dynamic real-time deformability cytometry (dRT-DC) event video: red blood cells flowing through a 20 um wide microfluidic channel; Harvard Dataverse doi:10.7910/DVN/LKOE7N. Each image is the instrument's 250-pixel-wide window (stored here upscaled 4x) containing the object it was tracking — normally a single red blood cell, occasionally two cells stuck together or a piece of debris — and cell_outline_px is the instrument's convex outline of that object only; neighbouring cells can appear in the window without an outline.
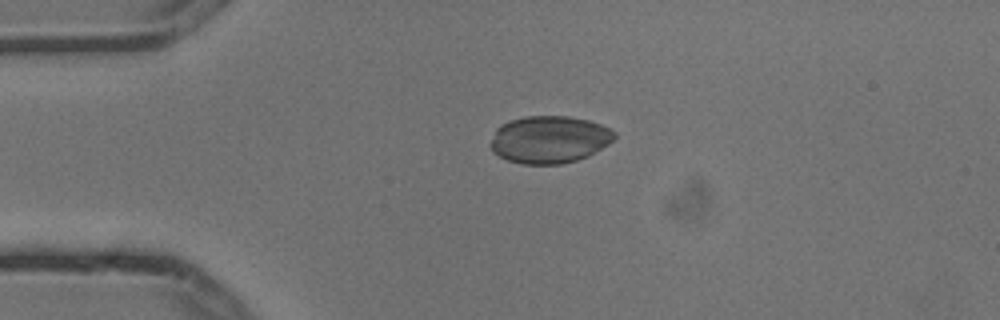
{"species": "common noctule bat (a hibernating species)", "species_latin": "Nyctalus noctula", "temperature_condition": "cold", "stored_images_in_passage": 2, "camera_frame_rate_fps": 3000, "um_per_image_px": 0.085, "animal": {"sex": "male", "body_mass_g": 13.3}, "frame": {"image": 1, "passage_image": 1, "time_ms": 0.0, "image_size_px": [1000, 320], "cell_outline_px": [[616, 136], [608, 144], [588, 156], [576, 160], [560, 164], [520, 164], [508, 160], [492, 152], [488, 144], [496, 128], [500, 124], [524, 116], [568, 116], [588, 120], [600, 124], [616, 132]], "centroid_in_image_um": [46.65, 11.86], "position_along_channel_um": 38.3, "area_um2": 34.33}}